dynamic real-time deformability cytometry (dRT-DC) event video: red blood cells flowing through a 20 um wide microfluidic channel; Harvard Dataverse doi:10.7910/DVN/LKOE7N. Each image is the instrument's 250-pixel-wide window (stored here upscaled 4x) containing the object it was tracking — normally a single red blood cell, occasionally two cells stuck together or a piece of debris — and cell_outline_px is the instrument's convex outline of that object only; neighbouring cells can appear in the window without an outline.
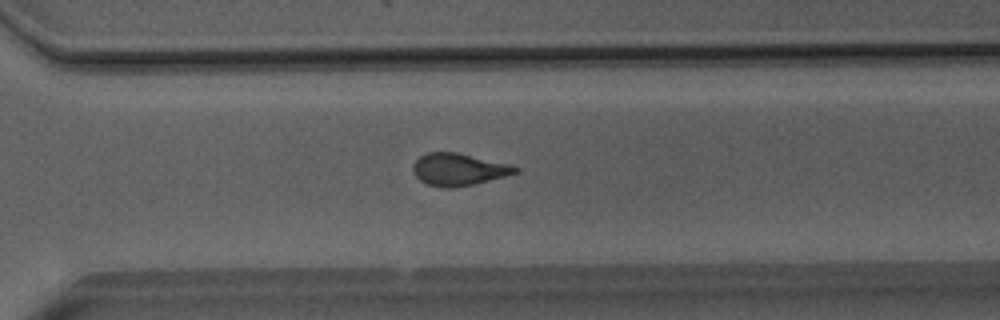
{"species": "Egyptian fruit bat (a non-hibernating species)", "species_latin": "Rousettus aegyptiacus", "temperature_condition": "room temperature", "stored_images_in_passage": 28, "camera_frame_rate_fps": 3000, "um_per_image_px": 0.085, "animal": {"sex": "male"}, "frame": {"image": 1, "passage_image": 22, "time_ms": 7.0, "image_size_px": [1000, 320], "cell_outline_px": [[516, 172], [504, 176], [472, 184], [452, 188], [440, 188], [428, 184], [420, 180], [412, 172], [412, 164], [420, 156], [428, 152], [456, 152], [508, 164], [516, 168]], "centroid_in_image_um": [38.88, 14.4], "position_along_channel_um": 331.7, "area_um2": 18.84}}
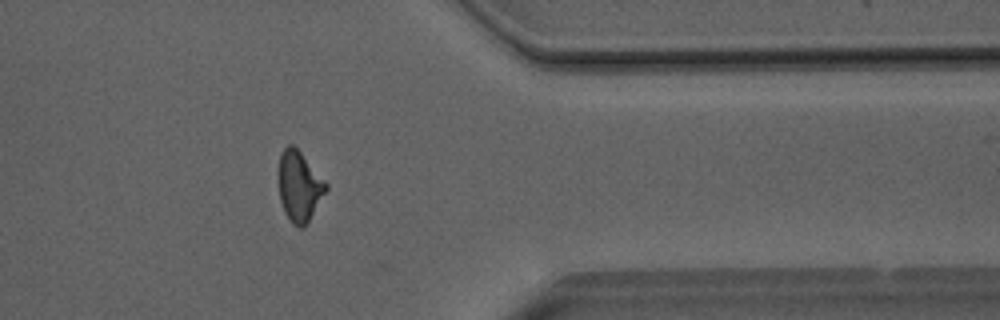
{"frame": {"image": 2, "passage_image": 27, "time_ms": 8.667, "image_size_px": [1000, 320], "cell_outline_px": [[328, 188], [304, 228], [300, 228], [292, 224], [284, 212], [280, 200], [276, 172], [280, 156], [284, 148], [288, 144], [292, 144], [300, 152], [328, 184]], "centroid_in_image_um": [25.4, 15.84], "position_along_channel_um": 386.0, "area_um2": 19.59}, "authors_computed_cell_mechanics": {"area_um2": 19.3341, "velocity_mm_per_s": 4.0604, "shape_relaxation_time_tau1_ms": 8.912, "shape_relaxation_time_tau2_ms": 1.2024, "deformation_change_tau1": 0.1974, "deformation_change_tau2": 0.0673}}